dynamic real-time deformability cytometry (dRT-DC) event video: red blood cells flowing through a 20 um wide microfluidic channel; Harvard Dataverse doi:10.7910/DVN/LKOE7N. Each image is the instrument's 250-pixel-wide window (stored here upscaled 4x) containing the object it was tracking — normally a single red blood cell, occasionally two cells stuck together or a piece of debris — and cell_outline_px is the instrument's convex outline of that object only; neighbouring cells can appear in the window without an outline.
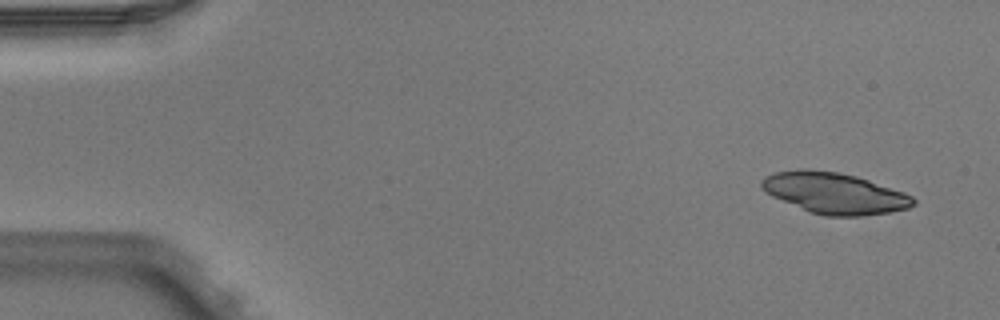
{"species": "Egyptian fruit bat (a non-hibernating species)", "species_latin": "Rousettus aegyptiacus", "temperature_condition": "warm", "stored_images_in_passage": 4, "camera_frame_rate_fps": 3000, "um_per_image_px": 0.085, "animal": {"sex": "male"}, "frame": {"image": 1, "passage_image": 1, "time_ms": 0.0, "image_size_px": [1000, 320], "cell_outline_px": [[916, 204], [908, 208], [888, 212], [860, 216], [824, 216], [808, 212], [772, 196], [760, 188], [760, 180], [764, 176], [776, 172], [800, 168], [804, 168], [840, 172], [856, 176], [904, 192], [912, 196], [916, 200]], "centroid_in_image_um": [70.89, 16.41], "position_along_channel_um": 14.1, "area_um2": 36.53}}